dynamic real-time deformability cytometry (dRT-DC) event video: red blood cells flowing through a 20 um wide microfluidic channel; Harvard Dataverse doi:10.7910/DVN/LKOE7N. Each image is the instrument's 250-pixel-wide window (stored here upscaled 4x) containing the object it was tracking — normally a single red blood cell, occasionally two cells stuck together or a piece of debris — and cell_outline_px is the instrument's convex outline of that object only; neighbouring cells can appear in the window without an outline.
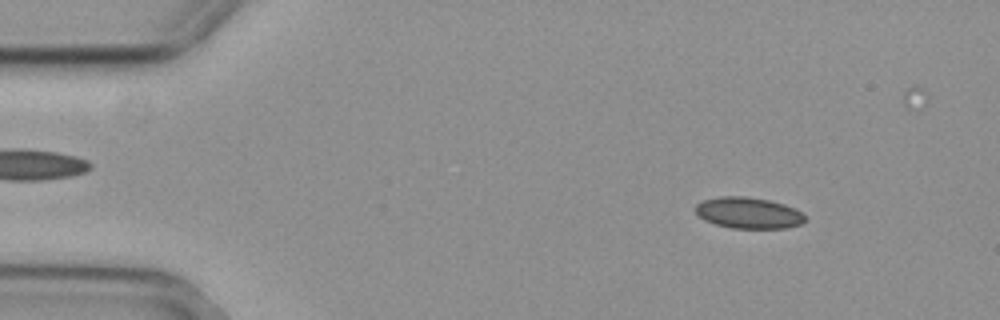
{"species": "common noctule bat (a hibernating species)", "species_latin": "Nyctalus noctula", "temperature_condition": "cold", "stored_images_in_passage": 50, "camera_frame_rate_fps": 3000, "um_per_image_px": 0.085, "animal": {"sex": "female", "body_mass_g": 29.2, "forearm_length_mm": 56.3}, "frame": {"image": 1, "passage_image": 7, "time_ms": 2.0, "image_size_px": [1000, 320], "cell_outline_px": [[804, 220], [800, 224], [784, 228], [732, 228], [716, 224], [704, 220], [696, 212], [696, 204], [704, 200], [720, 196], [744, 196], [768, 200], [784, 204], [800, 212], [804, 216]], "centroid_in_image_um": [63.58, 18.09], "position_along_channel_um": 21.4, "area_um2": 19.59}}
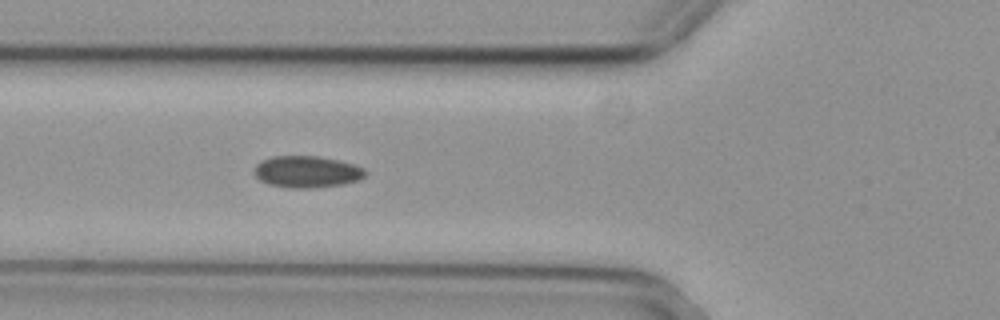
{"frame": {"image": 2, "passage_image": 20, "time_ms": 6.333, "image_size_px": [1000, 320], "cell_outline_px": [[368, 172], [360, 180], [344, 184], [316, 188], [288, 188], [268, 184], [260, 180], [256, 176], [256, 164], [272, 156], [316, 156], [336, 160], [352, 164], [364, 168]], "centroid_in_image_um": [26.12, 14.62], "position_along_channel_um": 99.7, "area_um2": 20.46}}
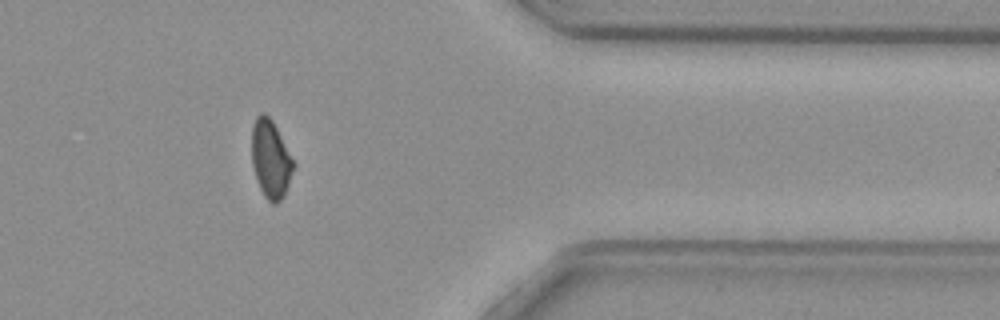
{"frame": {"image": 3, "passage_image": 45, "time_ms": 14.667, "image_size_px": [1000, 320], "cell_outline_px": [[296, 164], [284, 196], [276, 204], [272, 204], [264, 196], [256, 180], [252, 164], [252, 128], [256, 116], [260, 112], [264, 112], [272, 120]], "centroid_in_image_um": [23.01, 13.53], "position_along_channel_um": 388.4, "area_um2": 19.07}, "authors_computed_cell_mechanics": {"area_um2": 19.8832, "velocity_mm_per_s": 3.7148, "shape_relaxation_time_tau1_ms": null, "shape_relaxation_time_tau2_ms": 8.2963, "deformation_change_tau1": null, "deformation_change_tau2": 0.1083}}